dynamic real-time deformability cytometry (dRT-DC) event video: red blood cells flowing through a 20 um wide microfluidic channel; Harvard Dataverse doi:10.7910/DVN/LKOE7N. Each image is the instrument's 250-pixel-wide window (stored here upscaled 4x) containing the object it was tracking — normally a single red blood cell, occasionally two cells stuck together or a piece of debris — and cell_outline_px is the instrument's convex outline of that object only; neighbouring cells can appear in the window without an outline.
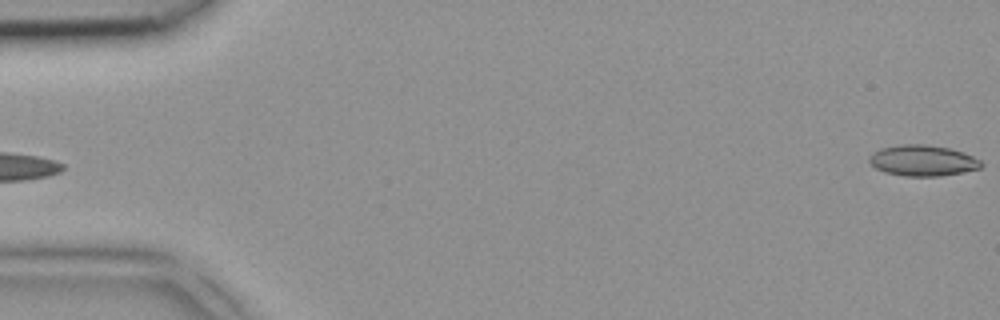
{"species": "common noctule bat (a hibernating species)", "species_latin": "Nyctalus noctula", "temperature_condition": "room temperature", "stored_images_in_passage": 3, "segment_of_instrument_passage": [2, 2], "camera_frame_rate_fps": 3000, "um_per_image_px": 0.085, "animal": {"sex": "female", "body_mass_g": 18.4}, "frame": {"image": 1, "passage_image": 3, "time_ms": 0.667, "image_size_px": [1000, 320], "cell_outline_px": [[984, 164], [980, 168], [964, 172], [940, 176], [904, 176], [884, 172], [876, 168], [868, 160], [868, 156], [872, 152], [880, 148], [900, 144], [928, 144], [948, 148], [964, 152], [980, 160]], "centroid_in_image_um": [78.42, 13.64], "position_along_channel_um": 6.6, "area_um2": 20.35}}